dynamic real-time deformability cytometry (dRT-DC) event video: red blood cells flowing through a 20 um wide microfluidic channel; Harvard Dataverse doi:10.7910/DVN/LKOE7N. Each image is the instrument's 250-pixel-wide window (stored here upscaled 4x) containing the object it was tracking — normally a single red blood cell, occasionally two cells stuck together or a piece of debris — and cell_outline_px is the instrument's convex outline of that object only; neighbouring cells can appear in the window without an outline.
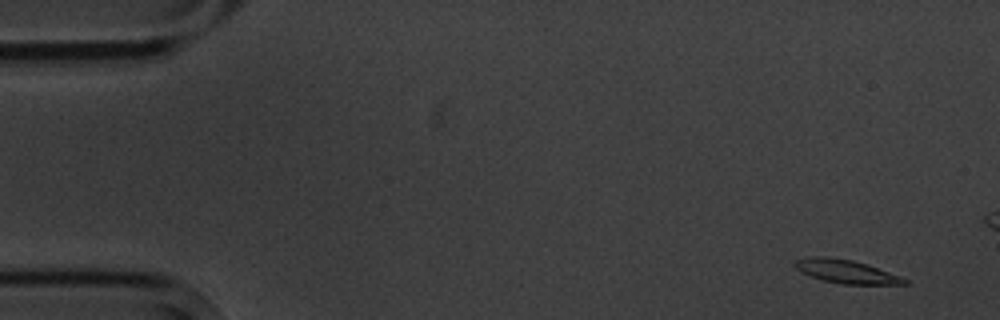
{"species": "common noctule bat (a hibernating species)", "species_latin": "Nyctalus noctula", "temperature_condition": "cold", "stored_images_in_passage": 4, "camera_frame_rate_fps": 3000, "um_per_image_px": 0.085, "animal": {"sex": "male", "body_mass_g": 20.1, "forearm_length_mm": 53.5}, "frame": {"image": 1, "passage_image": 1, "time_ms": 0.0, "image_size_px": [1000, 320], "cell_outline_px": [[908, 284], [844, 284], [824, 280], [812, 276], [796, 268], [792, 264], [796, 260], [808, 256], [828, 256], [852, 260], [868, 264], [900, 276], [908, 280]], "centroid_in_image_um": [71.93, 23.06], "position_along_channel_um": 13.1, "area_um2": 14.85}}